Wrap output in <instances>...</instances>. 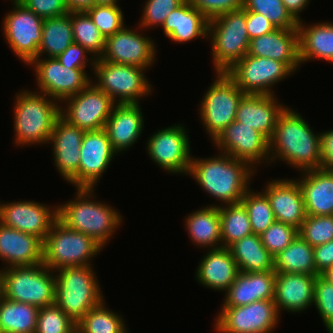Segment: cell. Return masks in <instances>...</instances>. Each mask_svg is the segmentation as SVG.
I'll return each mask as SVG.
<instances>
[{"instance_id": "6da1fadb", "label": "cell", "mask_w": 333, "mask_h": 333, "mask_svg": "<svg viewBox=\"0 0 333 333\" xmlns=\"http://www.w3.org/2000/svg\"><path fill=\"white\" fill-rule=\"evenodd\" d=\"M313 131L302 114L286 106L269 141L270 166L279 160L299 172L321 169V132Z\"/></svg>"}, {"instance_id": "7a4b0ae2", "label": "cell", "mask_w": 333, "mask_h": 333, "mask_svg": "<svg viewBox=\"0 0 333 333\" xmlns=\"http://www.w3.org/2000/svg\"><path fill=\"white\" fill-rule=\"evenodd\" d=\"M216 156H192L187 176H191L203 191L219 202L218 207L240 203L250 189L255 171L247 162L217 152Z\"/></svg>"}, {"instance_id": "3957f363", "label": "cell", "mask_w": 333, "mask_h": 333, "mask_svg": "<svg viewBox=\"0 0 333 333\" xmlns=\"http://www.w3.org/2000/svg\"><path fill=\"white\" fill-rule=\"evenodd\" d=\"M94 192L95 188H76L73 199L58 204L57 219L66 227L89 235L104 248L122 225L123 217L112 205L96 201Z\"/></svg>"}, {"instance_id": "277c9868", "label": "cell", "mask_w": 333, "mask_h": 333, "mask_svg": "<svg viewBox=\"0 0 333 333\" xmlns=\"http://www.w3.org/2000/svg\"><path fill=\"white\" fill-rule=\"evenodd\" d=\"M13 130L16 147L49 145L54 124L60 117L61 104L32 89L20 90L14 98Z\"/></svg>"}, {"instance_id": "5b68a950", "label": "cell", "mask_w": 333, "mask_h": 333, "mask_svg": "<svg viewBox=\"0 0 333 333\" xmlns=\"http://www.w3.org/2000/svg\"><path fill=\"white\" fill-rule=\"evenodd\" d=\"M93 266L65 267L55 271V303L77 324L104 300Z\"/></svg>"}, {"instance_id": "8992f818", "label": "cell", "mask_w": 333, "mask_h": 333, "mask_svg": "<svg viewBox=\"0 0 333 333\" xmlns=\"http://www.w3.org/2000/svg\"><path fill=\"white\" fill-rule=\"evenodd\" d=\"M213 70L226 72L240 61L249 49L250 39L246 30L244 8L217 16L208 22Z\"/></svg>"}, {"instance_id": "52a82bcc", "label": "cell", "mask_w": 333, "mask_h": 333, "mask_svg": "<svg viewBox=\"0 0 333 333\" xmlns=\"http://www.w3.org/2000/svg\"><path fill=\"white\" fill-rule=\"evenodd\" d=\"M89 235L66 227L58 219L43 241V264L52 271L65 267L94 266V257L103 251Z\"/></svg>"}, {"instance_id": "ba28073f", "label": "cell", "mask_w": 333, "mask_h": 333, "mask_svg": "<svg viewBox=\"0 0 333 333\" xmlns=\"http://www.w3.org/2000/svg\"><path fill=\"white\" fill-rule=\"evenodd\" d=\"M54 274L43 263L3 268L0 270L3 297L38 308L52 305L56 290Z\"/></svg>"}, {"instance_id": "9c48e42d", "label": "cell", "mask_w": 333, "mask_h": 333, "mask_svg": "<svg viewBox=\"0 0 333 333\" xmlns=\"http://www.w3.org/2000/svg\"><path fill=\"white\" fill-rule=\"evenodd\" d=\"M146 70L97 58L93 68L96 79L92 78L91 82L116 104H139L140 99L154 90L145 76Z\"/></svg>"}, {"instance_id": "30bf717a", "label": "cell", "mask_w": 333, "mask_h": 333, "mask_svg": "<svg viewBox=\"0 0 333 333\" xmlns=\"http://www.w3.org/2000/svg\"><path fill=\"white\" fill-rule=\"evenodd\" d=\"M207 89L200 101L198 114L212 141L235 120L239 103L245 93L225 72H216L214 82Z\"/></svg>"}, {"instance_id": "8fae6325", "label": "cell", "mask_w": 333, "mask_h": 333, "mask_svg": "<svg viewBox=\"0 0 333 333\" xmlns=\"http://www.w3.org/2000/svg\"><path fill=\"white\" fill-rule=\"evenodd\" d=\"M181 123L161 128L146 141L149 158L169 174L187 175L192 161L188 130Z\"/></svg>"}, {"instance_id": "7c38bea8", "label": "cell", "mask_w": 333, "mask_h": 333, "mask_svg": "<svg viewBox=\"0 0 333 333\" xmlns=\"http://www.w3.org/2000/svg\"><path fill=\"white\" fill-rule=\"evenodd\" d=\"M214 320L217 333H272L280 323L273 300L238 307H220Z\"/></svg>"}, {"instance_id": "4fadbf2b", "label": "cell", "mask_w": 333, "mask_h": 333, "mask_svg": "<svg viewBox=\"0 0 333 333\" xmlns=\"http://www.w3.org/2000/svg\"><path fill=\"white\" fill-rule=\"evenodd\" d=\"M245 94L276 95L275 84L293 75L283 62L246 54L225 72Z\"/></svg>"}, {"instance_id": "5bb4252c", "label": "cell", "mask_w": 333, "mask_h": 333, "mask_svg": "<svg viewBox=\"0 0 333 333\" xmlns=\"http://www.w3.org/2000/svg\"><path fill=\"white\" fill-rule=\"evenodd\" d=\"M28 66L36 76V92L52 97L63 105V101L85 89L92 81L84 69L63 66L56 57H36Z\"/></svg>"}, {"instance_id": "9a60e30c", "label": "cell", "mask_w": 333, "mask_h": 333, "mask_svg": "<svg viewBox=\"0 0 333 333\" xmlns=\"http://www.w3.org/2000/svg\"><path fill=\"white\" fill-rule=\"evenodd\" d=\"M11 2L13 9L3 17V36L17 58L28 65L38 55L44 19L17 0Z\"/></svg>"}, {"instance_id": "2e32d148", "label": "cell", "mask_w": 333, "mask_h": 333, "mask_svg": "<svg viewBox=\"0 0 333 333\" xmlns=\"http://www.w3.org/2000/svg\"><path fill=\"white\" fill-rule=\"evenodd\" d=\"M212 144L220 153L247 162L256 172L258 165H270L269 140L236 120L218 133Z\"/></svg>"}, {"instance_id": "e0dca14e", "label": "cell", "mask_w": 333, "mask_h": 333, "mask_svg": "<svg viewBox=\"0 0 333 333\" xmlns=\"http://www.w3.org/2000/svg\"><path fill=\"white\" fill-rule=\"evenodd\" d=\"M60 116L84 131L104 128L116 103L92 82L78 94L64 100Z\"/></svg>"}, {"instance_id": "ac0fdd59", "label": "cell", "mask_w": 333, "mask_h": 333, "mask_svg": "<svg viewBox=\"0 0 333 333\" xmlns=\"http://www.w3.org/2000/svg\"><path fill=\"white\" fill-rule=\"evenodd\" d=\"M136 29L123 26L118 32L106 38L105 50L100 59L117 64L133 65L141 68L152 67L158 50L155 41Z\"/></svg>"}, {"instance_id": "d6986e66", "label": "cell", "mask_w": 333, "mask_h": 333, "mask_svg": "<svg viewBox=\"0 0 333 333\" xmlns=\"http://www.w3.org/2000/svg\"><path fill=\"white\" fill-rule=\"evenodd\" d=\"M57 220V206L33 200L0 202V223L44 241Z\"/></svg>"}, {"instance_id": "ffe728a7", "label": "cell", "mask_w": 333, "mask_h": 333, "mask_svg": "<svg viewBox=\"0 0 333 333\" xmlns=\"http://www.w3.org/2000/svg\"><path fill=\"white\" fill-rule=\"evenodd\" d=\"M84 133V130L69 124L60 116L49 139L57 172L75 188H79L80 148Z\"/></svg>"}, {"instance_id": "44dd1931", "label": "cell", "mask_w": 333, "mask_h": 333, "mask_svg": "<svg viewBox=\"0 0 333 333\" xmlns=\"http://www.w3.org/2000/svg\"><path fill=\"white\" fill-rule=\"evenodd\" d=\"M117 155L104 128L85 131L80 148L79 188H95Z\"/></svg>"}, {"instance_id": "7402d4cb", "label": "cell", "mask_w": 333, "mask_h": 333, "mask_svg": "<svg viewBox=\"0 0 333 333\" xmlns=\"http://www.w3.org/2000/svg\"><path fill=\"white\" fill-rule=\"evenodd\" d=\"M264 191L273 210L275 221L300 229L306 218L304 199L298 182L293 179H272Z\"/></svg>"}, {"instance_id": "603a6c76", "label": "cell", "mask_w": 333, "mask_h": 333, "mask_svg": "<svg viewBox=\"0 0 333 333\" xmlns=\"http://www.w3.org/2000/svg\"><path fill=\"white\" fill-rule=\"evenodd\" d=\"M316 277L310 274L276 273L273 301L280 316L282 311L296 314L313 307Z\"/></svg>"}, {"instance_id": "cb8c5ba5", "label": "cell", "mask_w": 333, "mask_h": 333, "mask_svg": "<svg viewBox=\"0 0 333 333\" xmlns=\"http://www.w3.org/2000/svg\"><path fill=\"white\" fill-rule=\"evenodd\" d=\"M277 98L276 95L245 94L239 103L235 120L254 128L270 141L278 116L287 106Z\"/></svg>"}, {"instance_id": "d4e9b609", "label": "cell", "mask_w": 333, "mask_h": 333, "mask_svg": "<svg viewBox=\"0 0 333 333\" xmlns=\"http://www.w3.org/2000/svg\"><path fill=\"white\" fill-rule=\"evenodd\" d=\"M247 54L281 61L295 72L302 67L298 29L277 28L271 33L255 37L250 40Z\"/></svg>"}, {"instance_id": "484cf974", "label": "cell", "mask_w": 333, "mask_h": 333, "mask_svg": "<svg viewBox=\"0 0 333 333\" xmlns=\"http://www.w3.org/2000/svg\"><path fill=\"white\" fill-rule=\"evenodd\" d=\"M139 104H116L109 116L104 130L112 148L121 154L140 139L144 130V116Z\"/></svg>"}, {"instance_id": "4316f807", "label": "cell", "mask_w": 333, "mask_h": 333, "mask_svg": "<svg viewBox=\"0 0 333 333\" xmlns=\"http://www.w3.org/2000/svg\"><path fill=\"white\" fill-rule=\"evenodd\" d=\"M0 260L4 261V268L41 264L43 241L0 223Z\"/></svg>"}, {"instance_id": "83f0119b", "label": "cell", "mask_w": 333, "mask_h": 333, "mask_svg": "<svg viewBox=\"0 0 333 333\" xmlns=\"http://www.w3.org/2000/svg\"><path fill=\"white\" fill-rule=\"evenodd\" d=\"M276 272H240L224 293L222 307H238L273 300Z\"/></svg>"}, {"instance_id": "f1b7e54d", "label": "cell", "mask_w": 333, "mask_h": 333, "mask_svg": "<svg viewBox=\"0 0 333 333\" xmlns=\"http://www.w3.org/2000/svg\"><path fill=\"white\" fill-rule=\"evenodd\" d=\"M196 268V281L203 287L225 292L240 273L228 248L210 249Z\"/></svg>"}, {"instance_id": "f546056e", "label": "cell", "mask_w": 333, "mask_h": 333, "mask_svg": "<svg viewBox=\"0 0 333 333\" xmlns=\"http://www.w3.org/2000/svg\"><path fill=\"white\" fill-rule=\"evenodd\" d=\"M295 179L301 189L306 215H333V171L314 169Z\"/></svg>"}, {"instance_id": "4dcf8cb0", "label": "cell", "mask_w": 333, "mask_h": 333, "mask_svg": "<svg viewBox=\"0 0 333 333\" xmlns=\"http://www.w3.org/2000/svg\"><path fill=\"white\" fill-rule=\"evenodd\" d=\"M209 20L187 0L173 10L161 28L168 39L176 43H188L194 39H207Z\"/></svg>"}, {"instance_id": "1f68e13d", "label": "cell", "mask_w": 333, "mask_h": 333, "mask_svg": "<svg viewBox=\"0 0 333 333\" xmlns=\"http://www.w3.org/2000/svg\"><path fill=\"white\" fill-rule=\"evenodd\" d=\"M305 24L302 19L297 26L301 65L315 59L333 63V23Z\"/></svg>"}, {"instance_id": "d6a6232c", "label": "cell", "mask_w": 333, "mask_h": 333, "mask_svg": "<svg viewBox=\"0 0 333 333\" xmlns=\"http://www.w3.org/2000/svg\"><path fill=\"white\" fill-rule=\"evenodd\" d=\"M184 226L192 243L199 249L222 248L220 213L217 204H210L185 217Z\"/></svg>"}, {"instance_id": "836d02e7", "label": "cell", "mask_w": 333, "mask_h": 333, "mask_svg": "<svg viewBox=\"0 0 333 333\" xmlns=\"http://www.w3.org/2000/svg\"><path fill=\"white\" fill-rule=\"evenodd\" d=\"M228 249L240 272L274 271V257L264 247L260 235L252 233L245 236Z\"/></svg>"}, {"instance_id": "e575fe53", "label": "cell", "mask_w": 333, "mask_h": 333, "mask_svg": "<svg viewBox=\"0 0 333 333\" xmlns=\"http://www.w3.org/2000/svg\"><path fill=\"white\" fill-rule=\"evenodd\" d=\"M274 271L320 275L315 267L314 247L298 234L291 244L274 257Z\"/></svg>"}, {"instance_id": "d590c367", "label": "cell", "mask_w": 333, "mask_h": 333, "mask_svg": "<svg viewBox=\"0 0 333 333\" xmlns=\"http://www.w3.org/2000/svg\"><path fill=\"white\" fill-rule=\"evenodd\" d=\"M73 42L71 12L59 17L46 18L37 57H42L43 54H46V57H57Z\"/></svg>"}, {"instance_id": "8d00e7d4", "label": "cell", "mask_w": 333, "mask_h": 333, "mask_svg": "<svg viewBox=\"0 0 333 333\" xmlns=\"http://www.w3.org/2000/svg\"><path fill=\"white\" fill-rule=\"evenodd\" d=\"M39 308L5 297L0 299V328L2 333H35Z\"/></svg>"}, {"instance_id": "74e56055", "label": "cell", "mask_w": 333, "mask_h": 333, "mask_svg": "<svg viewBox=\"0 0 333 333\" xmlns=\"http://www.w3.org/2000/svg\"><path fill=\"white\" fill-rule=\"evenodd\" d=\"M219 213L223 248L252 234L248 212L241 202L220 206Z\"/></svg>"}, {"instance_id": "f35d334b", "label": "cell", "mask_w": 333, "mask_h": 333, "mask_svg": "<svg viewBox=\"0 0 333 333\" xmlns=\"http://www.w3.org/2000/svg\"><path fill=\"white\" fill-rule=\"evenodd\" d=\"M105 300L76 324L78 333H128L121 314L107 307Z\"/></svg>"}, {"instance_id": "ab89813d", "label": "cell", "mask_w": 333, "mask_h": 333, "mask_svg": "<svg viewBox=\"0 0 333 333\" xmlns=\"http://www.w3.org/2000/svg\"><path fill=\"white\" fill-rule=\"evenodd\" d=\"M74 42L80 44L94 58H100L105 50V37L85 12H71Z\"/></svg>"}, {"instance_id": "60d3db41", "label": "cell", "mask_w": 333, "mask_h": 333, "mask_svg": "<svg viewBox=\"0 0 333 333\" xmlns=\"http://www.w3.org/2000/svg\"><path fill=\"white\" fill-rule=\"evenodd\" d=\"M241 203L248 212L252 233L261 235L275 221L270 202L262 191H254L250 187Z\"/></svg>"}, {"instance_id": "b9f144b4", "label": "cell", "mask_w": 333, "mask_h": 333, "mask_svg": "<svg viewBox=\"0 0 333 333\" xmlns=\"http://www.w3.org/2000/svg\"><path fill=\"white\" fill-rule=\"evenodd\" d=\"M243 8L264 15L276 28L297 29L298 21L282 0H244Z\"/></svg>"}, {"instance_id": "7bdbcfd3", "label": "cell", "mask_w": 333, "mask_h": 333, "mask_svg": "<svg viewBox=\"0 0 333 333\" xmlns=\"http://www.w3.org/2000/svg\"><path fill=\"white\" fill-rule=\"evenodd\" d=\"M76 323L56 303L39 308L35 333H75Z\"/></svg>"}, {"instance_id": "ee69618b", "label": "cell", "mask_w": 333, "mask_h": 333, "mask_svg": "<svg viewBox=\"0 0 333 333\" xmlns=\"http://www.w3.org/2000/svg\"><path fill=\"white\" fill-rule=\"evenodd\" d=\"M298 234L313 247L331 241L333 239V215H306Z\"/></svg>"}, {"instance_id": "f6af8a7d", "label": "cell", "mask_w": 333, "mask_h": 333, "mask_svg": "<svg viewBox=\"0 0 333 333\" xmlns=\"http://www.w3.org/2000/svg\"><path fill=\"white\" fill-rule=\"evenodd\" d=\"M105 39L118 32L124 24V14L119 5H98L85 11Z\"/></svg>"}, {"instance_id": "bcb514c9", "label": "cell", "mask_w": 333, "mask_h": 333, "mask_svg": "<svg viewBox=\"0 0 333 333\" xmlns=\"http://www.w3.org/2000/svg\"><path fill=\"white\" fill-rule=\"evenodd\" d=\"M294 226L274 221L261 235V241L268 252L275 257L297 237Z\"/></svg>"}, {"instance_id": "7dc6e473", "label": "cell", "mask_w": 333, "mask_h": 333, "mask_svg": "<svg viewBox=\"0 0 333 333\" xmlns=\"http://www.w3.org/2000/svg\"><path fill=\"white\" fill-rule=\"evenodd\" d=\"M185 0H147L143 5L140 22V29L161 27L167 16L180 6Z\"/></svg>"}, {"instance_id": "c3c4849f", "label": "cell", "mask_w": 333, "mask_h": 333, "mask_svg": "<svg viewBox=\"0 0 333 333\" xmlns=\"http://www.w3.org/2000/svg\"><path fill=\"white\" fill-rule=\"evenodd\" d=\"M313 306L317 309L325 329L328 333H333V285L320 275L316 277Z\"/></svg>"}, {"instance_id": "681fc988", "label": "cell", "mask_w": 333, "mask_h": 333, "mask_svg": "<svg viewBox=\"0 0 333 333\" xmlns=\"http://www.w3.org/2000/svg\"><path fill=\"white\" fill-rule=\"evenodd\" d=\"M208 20L230 11L243 8L244 0H187Z\"/></svg>"}, {"instance_id": "f907efd6", "label": "cell", "mask_w": 333, "mask_h": 333, "mask_svg": "<svg viewBox=\"0 0 333 333\" xmlns=\"http://www.w3.org/2000/svg\"><path fill=\"white\" fill-rule=\"evenodd\" d=\"M88 55L90 56L89 58ZM56 58L63 66H66L70 69H84L86 71L85 68L87 66H91L92 73L96 60V58H94L90 52L75 42L70 44V46Z\"/></svg>"}, {"instance_id": "816d5d0a", "label": "cell", "mask_w": 333, "mask_h": 333, "mask_svg": "<svg viewBox=\"0 0 333 333\" xmlns=\"http://www.w3.org/2000/svg\"><path fill=\"white\" fill-rule=\"evenodd\" d=\"M26 9L43 19L59 17L69 13L65 0H17Z\"/></svg>"}, {"instance_id": "f5cc1de1", "label": "cell", "mask_w": 333, "mask_h": 333, "mask_svg": "<svg viewBox=\"0 0 333 333\" xmlns=\"http://www.w3.org/2000/svg\"><path fill=\"white\" fill-rule=\"evenodd\" d=\"M277 29L264 15L246 10V30L249 39L271 33Z\"/></svg>"}, {"instance_id": "db71d44e", "label": "cell", "mask_w": 333, "mask_h": 333, "mask_svg": "<svg viewBox=\"0 0 333 333\" xmlns=\"http://www.w3.org/2000/svg\"><path fill=\"white\" fill-rule=\"evenodd\" d=\"M314 258L315 267L319 273L333 266V239L325 244L315 246Z\"/></svg>"}, {"instance_id": "11a10c76", "label": "cell", "mask_w": 333, "mask_h": 333, "mask_svg": "<svg viewBox=\"0 0 333 333\" xmlns=\"http://www.w3.org/2000/svg\"><path fill=\"white\" fill-rule=\"evenodd\" d=\"M321 168L333 171V130L321 133Z\"/></svg>"}, {"instance_id": "9f6ffc18", "label": "cell", "mask_w": 333, "mask_h": 333, "mask_svg": "<svg viewBox=\"0 0 333 333\" xmlns=\"http://www.w3.org/2000/svg\"><path fill=\"white\" fill-rule=\"evenodd\" d=\"M286 9L291 13V15L297 20L301 21L300 12L307 9V6L311 0H282Z\"/></svg>"}, {"instance_id": "6f0895ef", "label": "cell", "mask_w": 333, "mask_h": 333, "mask_svg": "<svg viewBox=\"0 0 333 333\" xmlns=\"http://www.w3.org/2000/svg\"><path fill=\"white\" fill-rule=\"evenodd\" d=\"M69 12L86 11L96 5V0H65Z\"/></svg>"}, {"instance_id": "680465c9", "label": "cell", "mask_w": 333, "mask_h": 333, "mask_svg": "<svg viewBox=\"0 0 333 333\" xmlns=\"http://www.w3.org/2000/svg\"><path fill=\"white\" fill-rule=\"evenodd\" d=\"M320 276L333 285V266L326 268L323 272L320 273Z\"/></svg>"}, {"instance_id": "91938a15", "label": "cell", "mask_w": 333, "mask_h": 333, "mask_svg": "<svg viewBox=\"0 0 333 333\" xmlns=\"http://www.w3.org/2000/svg\"><path fill=\"white\" fill-rule=\"evenodd\" d=\"M120 0H96V4L98 5H119L118 2Z\"/></svg>"}, {"instance_id": "94428289", "label": "cell", "mask_w": 333, "mask_h": 333, "mask_svg": "<svg viewBox=\"0 0 333 333\" xmlns=\"http://www.w3.org/2000/svg\"><path fill=\"white\" fill-rule=\"evenodd\" d=\"M2 296H3V293H2V283L0 281V299H1Z\"/></svg>"}]
</instances>
